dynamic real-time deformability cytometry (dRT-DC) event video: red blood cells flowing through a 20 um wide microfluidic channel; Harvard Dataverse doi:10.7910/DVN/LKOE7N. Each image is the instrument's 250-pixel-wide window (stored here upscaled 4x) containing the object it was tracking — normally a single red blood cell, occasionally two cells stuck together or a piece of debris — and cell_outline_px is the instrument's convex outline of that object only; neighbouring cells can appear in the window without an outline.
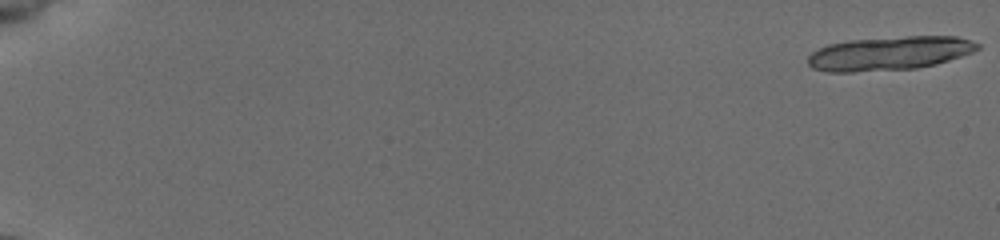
{"species": "common noctule bat (a hibernating species)", "species_latin": "Nyctalus noctula", "temperature_condition": "cold", "stored_images_in_passage": 24, "camera_frame_rate_fps": 3000, "um_per_image_px": 0.085, "animal": {"sex": "female", "body_mass_g": 19.5, "forearm_length_mm": 54.1}, "frame": {"image": 1, "passage_image": 1, "time_ms": 0.0, "image_size_px": [1000, 240], "cell_outline_px": [[980, 48], [972, 52], [936, 64], [916, 68], [852, 72], [828, 72], [812, 68], [808, 64], [808, 56], [812, 52], [828, 44], [848, 40], [908, 36], [956, 36], [980, 44]], "centroid_in_image_um": [75.57, 4.53], "position_along_channel_um": 9.4, "area_um2": 33.29}}
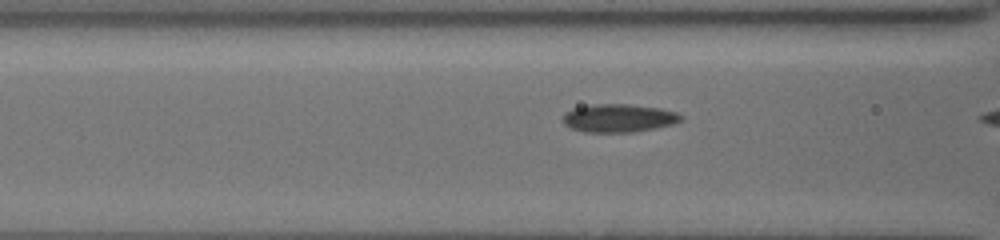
{"frame": {"image": 2, "passage_image": 23, "time_ms": 7.333, "image_size_px": [1000, 240], "cell_outline_px": [[684, 120], [672, 124], [656, 128], [632, 132], [584, 132], [568, 128], [560, 120], [564, 112], [572, 108], [592, 104], [628, 104], [660, 108], [676, 112], [684, 116]], "centroid_in_image_um": [52.54, 10.04], "position_along_channel_um": 114.1, "area_um2": 19.77}}